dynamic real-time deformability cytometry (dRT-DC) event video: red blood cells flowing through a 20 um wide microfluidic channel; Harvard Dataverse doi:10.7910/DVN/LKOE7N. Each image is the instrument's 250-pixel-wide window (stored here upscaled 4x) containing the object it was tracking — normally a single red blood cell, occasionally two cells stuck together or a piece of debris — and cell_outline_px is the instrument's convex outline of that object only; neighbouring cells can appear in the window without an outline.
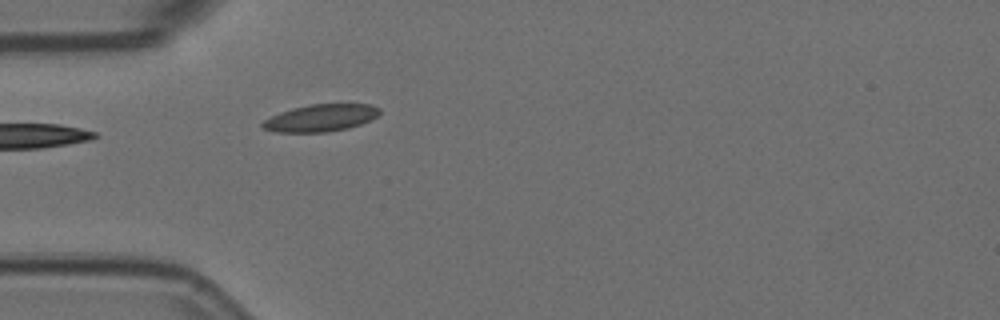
{"species": "Egyptian fruit bat (a non-hibernating species)", "species_latin": "Rousettus aegyptiacus", "temperature_condition": "room temperature", "stored_images_in_passage": 2, "camera_frame_rate_fps": 3000, "um_per_image_px": 0.085, "animal": {"sex": "female"}, "frame": {"image": 1, "passage_image": 2, "time_ms": 0.333, "image_size_px": [1000, 320], "cell_outline_px": [[380, 112], [376, 116], [360, 124], [348, 128], [328, 132], [276, 132], [264, 128], [260, 124], [264, 120], [280, 112], [292, 108], [308, 104], [368, 104], [380, 108]], "centroid_in_image_um": [27.24, 10.02], "position_along_channel_um": 57.8, "area_um2": 18.38}}